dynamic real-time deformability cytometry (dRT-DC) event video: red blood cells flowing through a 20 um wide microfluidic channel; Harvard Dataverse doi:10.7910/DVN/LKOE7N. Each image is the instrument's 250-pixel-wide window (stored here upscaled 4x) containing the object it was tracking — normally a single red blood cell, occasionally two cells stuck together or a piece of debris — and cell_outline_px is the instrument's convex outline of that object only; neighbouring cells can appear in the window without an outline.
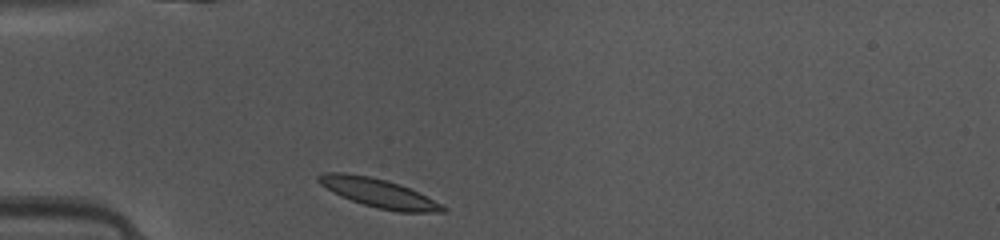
{"species": "common noctule bat (a hibernating species)", "species_latin": "Nyctalus noctula", "temperature_condition": "warm", "stored_images_in_passage": 35, "camera_frame_rate_fps": 3000, "um_per_image_px": 0.085, "animal": {"sex": "female", "body_mass_g": 10.0, "forearm_length_mm": 53.1}, "frame": {"image": 1, "passage_image": 1, "time_ms": 0.0, "image_size_px": [1000, 240], "cell_outline_px": [[448, 212], [400, 212], [376, 208], [340, 196], [332, 192], [320, 184], [316, 180], [316, 176], [324, 172], [344, 172], [368, 176], [400, 184], [448, 208]], "centroid_in_image_um": [32.12, 16.4], "position_along_channel_um": 52.9, "area_um2": 20.58}}
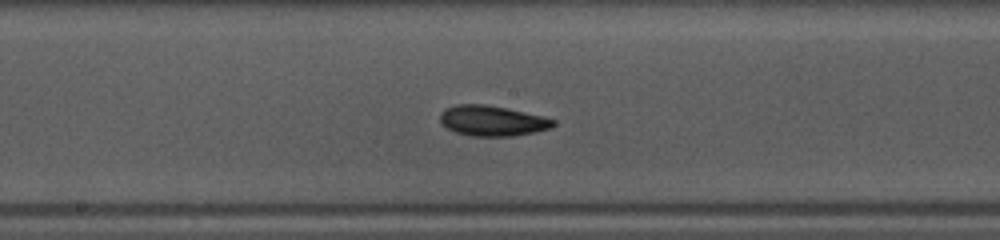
{"frame": {"image": 2, "passage_image": 13, "time_ms": 4.0, "image_size_px": [1000, 240], "cell_outline_px": [[556, 124], [552, 128], [512, 136], [472, 136], [456, 132], [448, 128], [440, 120], [440, 112], [444, 108], [456, 104], [484, 104], [508, 108], [544, 116], [556, 120]], "centroid_in_image_um": [41.86, 10.25], "position_along_channel_um": 206.3, "area_um2": 20.11}}
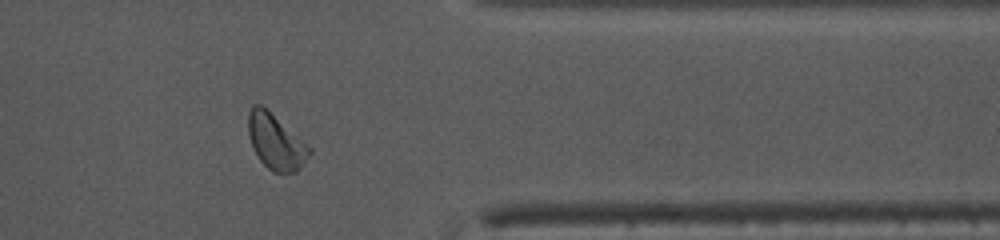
{"frame": {"image": 3, "passage_image": 27, "time_ms": 8.667, "image_size_px": [1000, 240], "cell_outline_px": [[312, 152], [300, 168], [296, 172], [272, 172], [260, 160], [252, 148], [248, 136], [248, 112], [252, 104], [260, 104], [308, 144], [312, 148]], "centroid_in_image_um": [23.43, 12.05], "position_along_channel_um": 388.0, "area_um2": 19.65}, "authors_computed_cell_mechanics": {"area_um2": 19.5364, "velocity_mm_per_s": 4.1169, "shape_relaxation_time_tau1_ms": 2.1212, "shape_relaxation_time_tau2_ms": 7.4132, "deformation_change_tau1": 0.1213, "deformation_change_tau2": 0.1054}}